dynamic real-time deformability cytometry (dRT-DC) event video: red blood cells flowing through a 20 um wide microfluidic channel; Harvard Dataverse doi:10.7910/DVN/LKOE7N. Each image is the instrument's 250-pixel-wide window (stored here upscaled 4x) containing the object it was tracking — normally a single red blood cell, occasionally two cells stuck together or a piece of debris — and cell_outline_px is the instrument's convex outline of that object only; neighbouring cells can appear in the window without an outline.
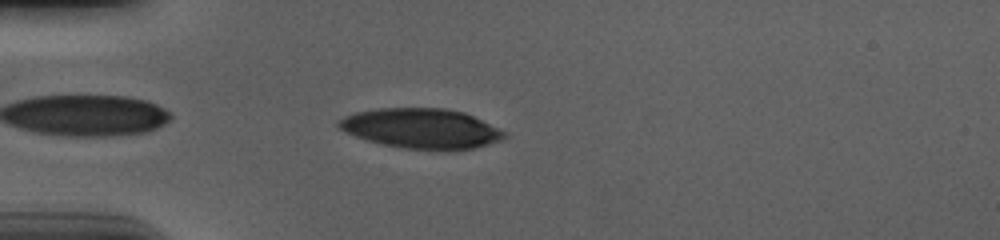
{"species": "human", "species_latin": "Homo sapiens", "temperature_condition": "cold", "stored_images_in_passage": 38, "camera_frame_rate_fps": 3000, "um_per_image_px": 0.085, "donor": {"sex": "male"}, "frame": {"image": 1, "passage_image": 3, "time_ms": 0.667, "image_size_px": [1000, 240], "cell_outline_px": [[508, 136], [500, 140], [472, 148], [404, 148], [380, 144], [344, 132], [336, 124], [336, 120], [344, 116], [356, 112], [376, 108], [444, 108], [464, 112], [504, 132]], "centroid_in_image_um": [35.71, 10.89], "position_along_channel_um": 49.3, "area_um2": 37.74}}
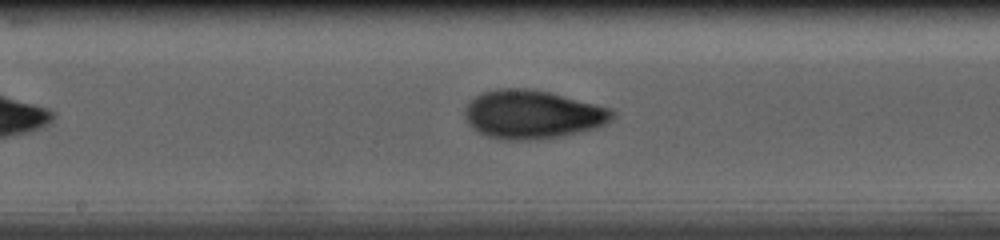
{"frame": {"image": 2, "passage_image": 17, "time_ms": 5.333, "image_size_px": [1000, 240], "cell_outline_px": [[616, 116], [612, 120], [604, 124], [592, 128], [560, 136], [540, 140], [500, 140], [488, 136], [472, 128], [468, 124], [464, 116], [464, 108], [476, 96], [484, 92], [496, 88], [524, 88], [548, 92], [612, 108], [616, 112]], "centroid_in_image_um": [45.25, 9.73], "position_along_channel_um": 203.0, "area_um2": 41.73}}
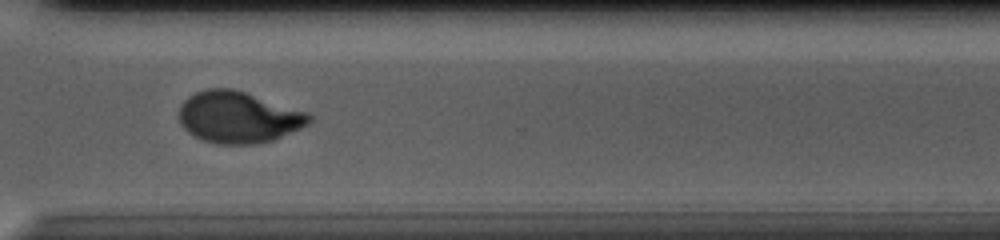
{"frame": {"image": 3, "passage_image": 29, "time_ms": 9.333, "image_size_px": [1000, 240], "cell_outline_px": [[312, 120], [308, 124], [300, 128], [272, 140], [256, 144], [216, 144], [204, 140], [188, 132], [180, 124], [180, 104], [188, 96], [196, 92], [208, 88], [232, 88], [308, 112], [312, 116]], "centroid_in_image_um": [20.25, 9.96], "position_along_channel_um": 350.3, "area_um2": 38.9}, "authors_computed_cell_mechanics": {"area_um2": 40.7201, "velocity_mm_per_s": 3.6878, "shape_relaxation_time_tau1_ms": 5.5879, "shape_relaxation_time_tau2_ms": 1.2964, "deformation_change_tau1": 0.2024, "deformation_change_tau2": 0.0552}}